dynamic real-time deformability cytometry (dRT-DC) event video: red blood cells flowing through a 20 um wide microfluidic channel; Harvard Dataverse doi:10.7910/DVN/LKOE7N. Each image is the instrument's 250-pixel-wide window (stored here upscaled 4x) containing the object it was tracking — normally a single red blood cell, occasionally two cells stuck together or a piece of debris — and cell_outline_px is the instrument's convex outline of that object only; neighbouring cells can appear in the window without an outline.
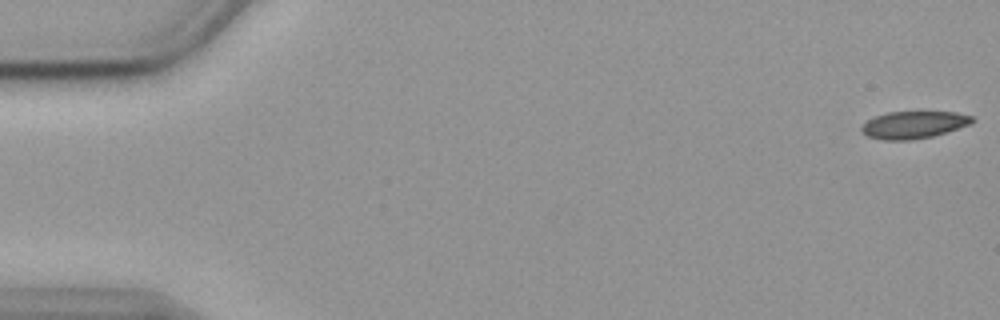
{"species": "common noctule bat (a hibernating species)", "species_latin": "Nyctalus noctula", "temperature_condition": "cold", "stored_images_in_passage": 56, "camera_frame_rate_fps": 3000, "um_per_image_px": 0.085, "animal": {"sex": "female", "body_mass_g": 19.9}, "frame": {"image": 1, "passage_image": 1, "time_ms": 0.0, "image_size_px": [1000, 320], "cell_outline_px": [[976, 120], [972, 124], [932, 136], [912, 140], [884, 140], [868, 136], [860, 132], [860, 128], [872, 116], [888, 112], [920, 108], [956, 112], [972, 116]], "centroid_in_image_um": [77.69, 10.54], "position_along_channel_um": 7.3, "area_um2": 18.67}}
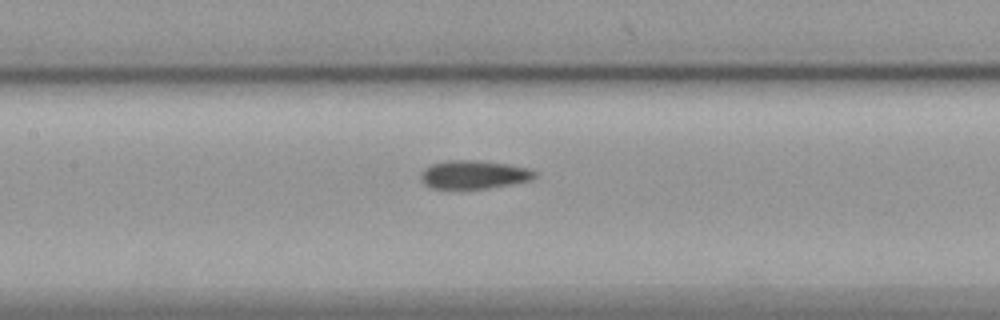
{"frame": {"image": 2, "passage_image": 26, "time_ms": 8.333, "image_size_px": [1000, 320], "cell_outline_px": [[536, 176], [532, 180], [512, 184], [488, 188], [432, 188], [424, 184], [420, 180], [420, 172], [424, 168], [432, 164], [444, 160], [480, 160], [508, 164], [528, 168], [536, 172]], "centroid_in_image_um": [40.26, 14.83], "position_along_channel_um": 167.1, "area_um2": 19.02}}
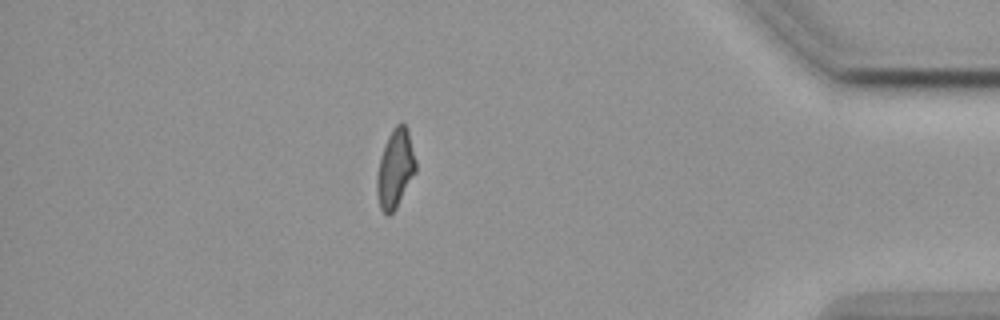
{"frame": {"image": 3, "passage_image": 49, "time_ms": 16.0, "image_size_px": [1000, 320], "cell_outline_px": [[416, 172], [396, 208], [388, 216], [380, 208], [376, 192], [376, 176], [380, 156], [384, 144], [392, 128], [396, 124], [404, 124], [408, 128], [416, 160]], "centroid_in_image_um": [33.59, 14.32], "position_along_channel_um": 401.6, "area_um2": 17.98}, "authors_computed_cell_mechanics": {"area_um2": 18.6694, "velocity_mm_per_s": 3.5889, "shape_relaxation_time_tau1_ms": null, "shape_relaxation_time_tau2_ms": 5.4072, "deformation_change_tau1": null, "deformation_change_tau2": 0.1038}}